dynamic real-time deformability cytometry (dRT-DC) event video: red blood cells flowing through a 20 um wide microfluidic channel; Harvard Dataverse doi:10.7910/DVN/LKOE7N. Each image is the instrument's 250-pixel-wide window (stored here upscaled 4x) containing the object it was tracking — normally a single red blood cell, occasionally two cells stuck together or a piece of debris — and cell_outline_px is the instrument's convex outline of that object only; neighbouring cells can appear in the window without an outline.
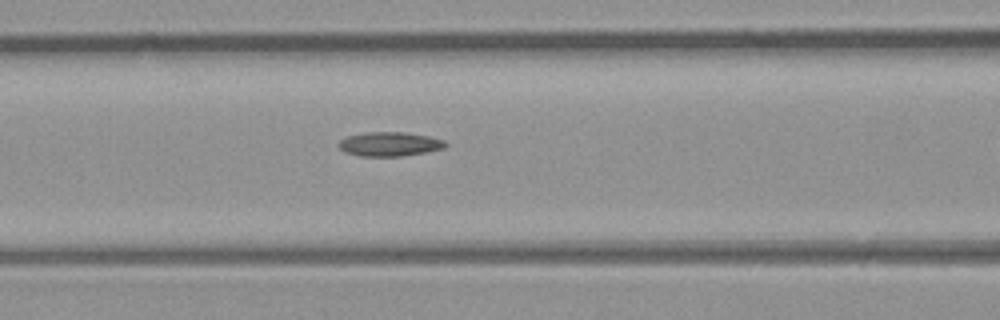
{"species": "common noctule bat (a hibernating species)", "species_latin": "Nyctalus noctula", "temperature_condition": "room temperature", "stored_images_in_passage": 11, "camera_frame_rate_fps": 3000, "um_per_image_px": 0.085, "animal": {"sex": "male", "body_mass_g": 23.1, "forearm_length_mm": 52.7}, "frame": {"image": 1, "passage_image": 10, "time_ms": 3.0, "image_size_px": [1000, 320], "cell_outline_px": [[448, 144], [444, 148], [424, 152], [400, 156], [360, 156], [344, 152], [336, 144], [340, 140], [348, 136], [368, 132], [404, 132], [428, 136], [444, 140]], "centroid_in_image_um": [33.09, 12.24], "position_along_channel_um": 133.5, "area_um2": 14.97}}